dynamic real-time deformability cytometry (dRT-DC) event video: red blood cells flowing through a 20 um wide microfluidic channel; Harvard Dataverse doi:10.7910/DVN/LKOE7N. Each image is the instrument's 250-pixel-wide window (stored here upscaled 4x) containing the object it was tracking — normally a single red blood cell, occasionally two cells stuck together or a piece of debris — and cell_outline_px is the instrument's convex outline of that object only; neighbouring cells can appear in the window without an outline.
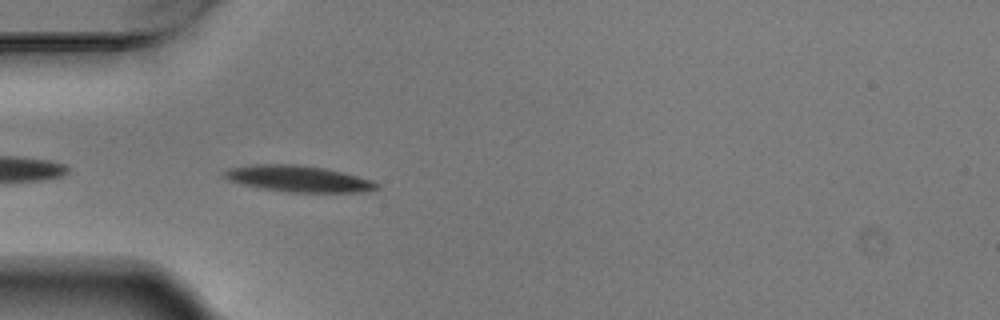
{"species": "Egyptian fruit bat (a non-hibernating species)", "species_latin": "Rousettus aegyptiacus", "temperature_condition": "warm", "stored_images_in_passage": 6, "camera_frame_rate_fps": 3000, "um_per_image_px": 0.085, "animal": {"sex": "male"}, "frame": {"image": 1, "passage_image": 5, "time_ms": 1.333, "image_size_px": [1000, 320], "cell_outline_px": [[380, 188], [368, 192], [288, 192], [260, 188], [228, 180], [224, 176], [224, 172], [228, 168], [252, 164], [296, 164], [324, 168], [372, 180], [380, 184]], "centroid_in_image_um": [25.38, 15.19], "position_along_channel_um": 59.6, "area_um2": 23.29}}
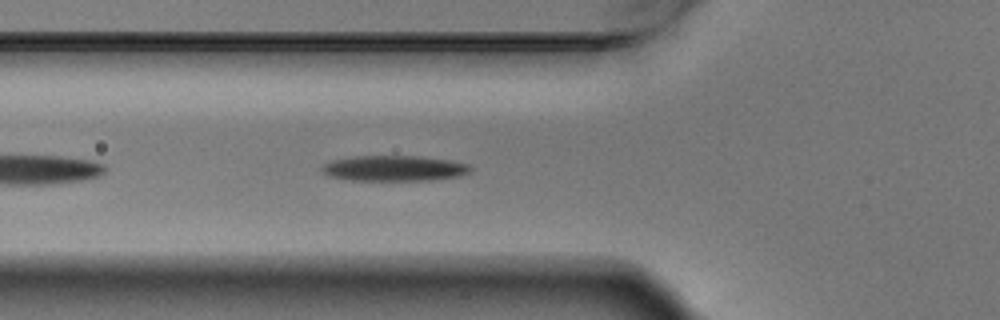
{"frame": {"image": 2, "passage_image": 6, "time_ms": 1.667, "image_size_px": [1000, 320], "cell_outline_px": [[472, 172], [460, 176], [432, 180], [352, 180], [328, 176], [320, 172], [320, 164], [332, 160], [352, 156], [420, 156], [452, 160], [468, 164], [472, 168]], "centroid_in_image_um": [33.48, 14.3], "position_along_channel_um": 92.3, "area_um2": 22.48}}